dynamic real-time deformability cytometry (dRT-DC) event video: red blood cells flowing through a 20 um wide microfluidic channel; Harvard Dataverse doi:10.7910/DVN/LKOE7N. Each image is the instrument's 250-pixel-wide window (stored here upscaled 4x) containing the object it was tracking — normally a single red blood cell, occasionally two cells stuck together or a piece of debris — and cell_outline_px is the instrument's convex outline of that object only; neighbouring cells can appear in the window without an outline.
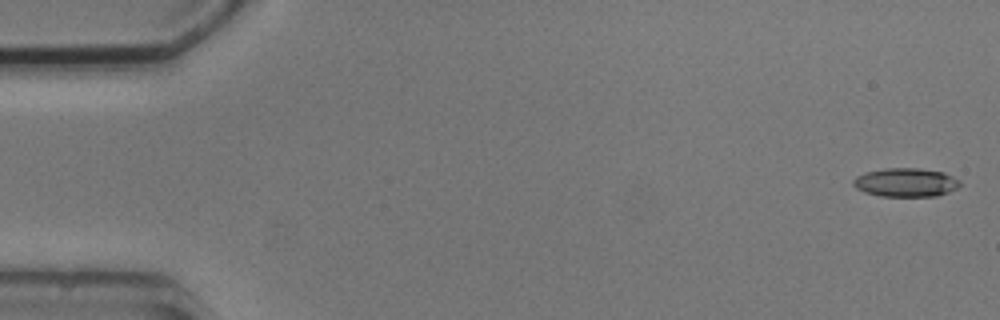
{"species": "common noctule bat (a hibernating species)", "species_latin": "Nyctalus noctula", "temperature_condition": "cold", "stored_images_in_passage": 4, "camera_frame_rate_fps": 3000, "um_per_image_px": 0.085, "animal": {"sex": "male", "body_mass_g": 20.5, "forearm_length_mm": 52.5}, "frame": {"image": 1, "passage_image": 1, "time_ms": 0.0, "image_size_px": [1000, 320], "cell_outline_px": [[960, 184], [956, 188], [948, 192], [936, 196], [880, 196], [864, 192], [856, 188], [852, 184], [852, 180], [856, 176], [864, 172], [884, 168], [920, 168], [944, 172], [960, 180]], "centroid_in_image_um": [76.96, 15.5], "position_along_channel_um": 8.0, "area_um2": 17.98}}
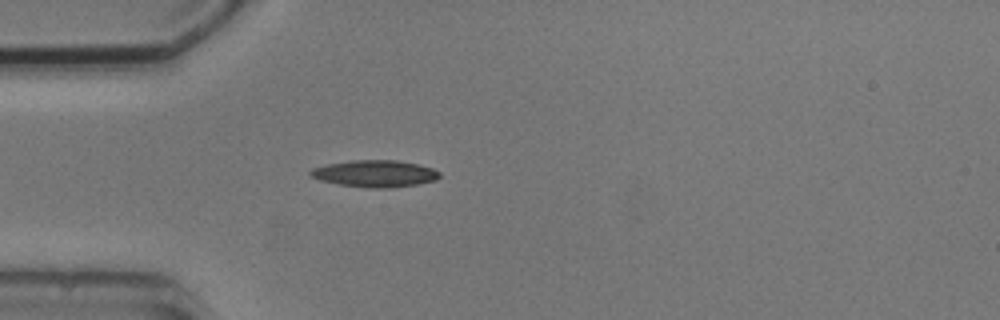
{"frame": {"image": 2, "passage_image": 4, "time_ms": 4.667, "image_size_px": [1000, 320], "cell_outline_px": [[440, 176], [436, 180], [416, 184], [392, 188], [368, 188], [340, 184], [320, 180], [308, 176], [308, 172], [312, 168], [328, 164], [352, 160], [396, 160], [416, 164], [432, 168], [440, 172]], "centroid_in_image_um": [31.85, 14.76], "position_along_channel_um": 53.2, "area_um2": 20.17}}